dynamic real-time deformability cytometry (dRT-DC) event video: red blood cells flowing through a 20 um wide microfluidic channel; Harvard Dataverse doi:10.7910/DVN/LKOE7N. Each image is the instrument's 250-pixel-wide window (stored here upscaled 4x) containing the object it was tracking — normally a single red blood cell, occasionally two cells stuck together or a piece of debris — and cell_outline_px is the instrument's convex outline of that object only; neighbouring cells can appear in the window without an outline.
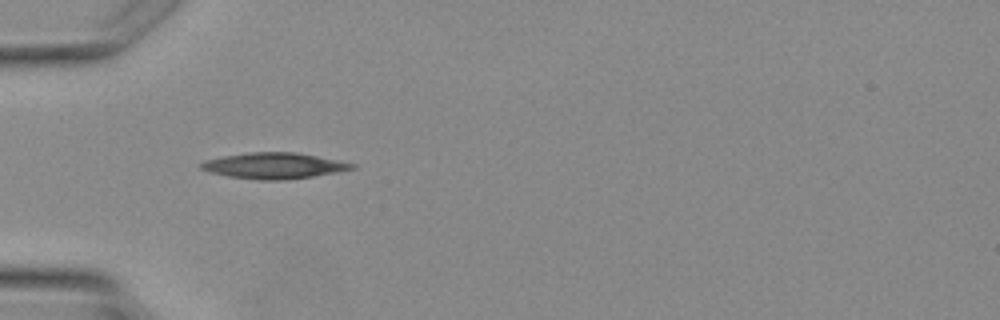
{"species": "Egyptian fruit bat (a non-hibernating species)", "species_latin": "Rousettus aegyptiacus", "temperature_condition": "warm", "stored_images_in_passage": 2, "camera_frame_rate_fps": 3000, "um_per_image_px": 0.085, "animal": {"sex": "female"}, "frame": {"image": 1, "passage_image": 1, "time_ms": 0.0, "image_size_px": [1000, 320], "cell_outline_px": [[356, 168], [336, 172], [312, 176], [284, 180], [260, 180], [228, 176], [212, 172], [200, 168], [200, 164], [204, 160], [224, 156], [248, 152], [296, 152], [356, 164]], "centroid_in_image_um": [23.28, 14.08], "position_along_channel_um": 61.7, "area_um2": 22.54}}
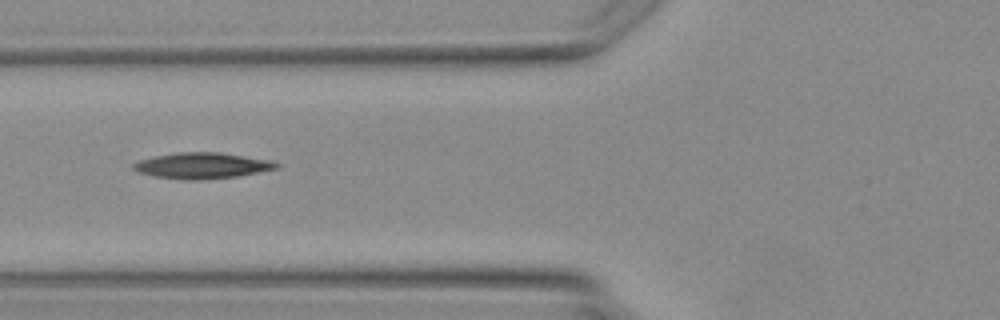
{"frame": {"image": 2, "passage_image": 2, "time_ms": 1.0, "image_size_px": [1000, 320], "cell_outline_px": [[280, 168], [236, 176], [200, 180], [184, 180], [156, 176], [140, 172], [132, 168], [132, 164], [140, 160], [156, 156], [176, 152], [220, 152], [276, 160], [280, 164]], "centroid_in_image_um": [17.26, 14.06], "position_along_channel_um": 108.5, "area_um2": 21.73}}